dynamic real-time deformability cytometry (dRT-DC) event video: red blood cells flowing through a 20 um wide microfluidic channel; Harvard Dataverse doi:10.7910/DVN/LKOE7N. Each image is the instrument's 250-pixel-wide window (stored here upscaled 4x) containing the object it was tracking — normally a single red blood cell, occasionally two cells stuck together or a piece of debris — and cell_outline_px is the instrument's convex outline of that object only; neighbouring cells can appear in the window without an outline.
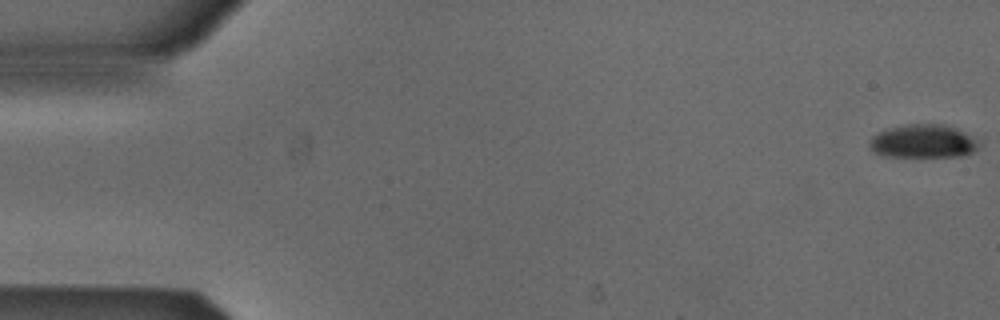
{"species": "Egyptian fruit bat (a non-hibernating species)", "species_latin": "Rousettus aegyptiacus", "temperature_condition": "cold", "stored_images_in_passage": 17, "camera_frame_rate_fps": 3000, "um_per_image_px": 0.085, "animal": {"sex": "male"}, "frame": {"image": 1, "passage_image": 1, "time_ms": 0.0, "image_size_px": [1000, 320], "cell_outline_px": [[980, 144], [972, 152], [960, 156], [884, 156], [876, 152], [868, 144], [872, 136], [888, 128], [908, 124], [940, 124], [952, 128], [976, 140]], "centroid_in_image_um": [78.4, 12.01], "position_along_channel_um": 6.6, "area_um2": 20.58}}
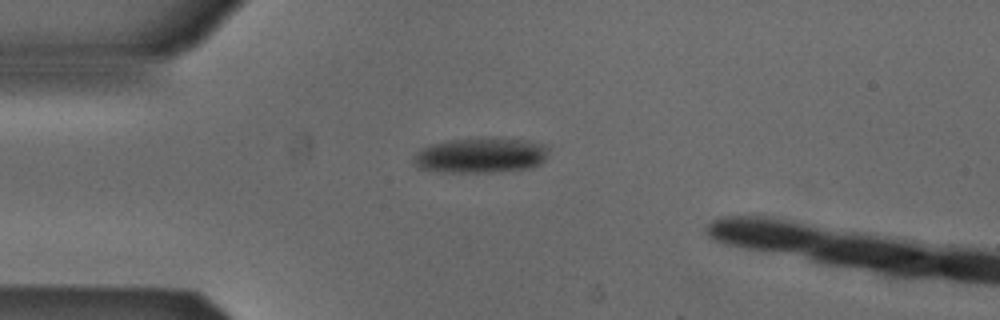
{"frame": {"image": 2, "passage_image": 14, "time_ms": 4.333, "image_size_px": [1000, 320], "cell_outline_px": [[548, 152], [544, 160], [540, 164], [532, 168], [488, 172], [444, 172], [416, 168], [412, 160], [412, 156], [416, 152], [432, 144], [448, 140], [528, 140], [544, 144], [548, 148]], "centroid_in_image_um": [40.83, 13.24], "position_along_channel_um": 44.2, "area_um2": 27.11}}